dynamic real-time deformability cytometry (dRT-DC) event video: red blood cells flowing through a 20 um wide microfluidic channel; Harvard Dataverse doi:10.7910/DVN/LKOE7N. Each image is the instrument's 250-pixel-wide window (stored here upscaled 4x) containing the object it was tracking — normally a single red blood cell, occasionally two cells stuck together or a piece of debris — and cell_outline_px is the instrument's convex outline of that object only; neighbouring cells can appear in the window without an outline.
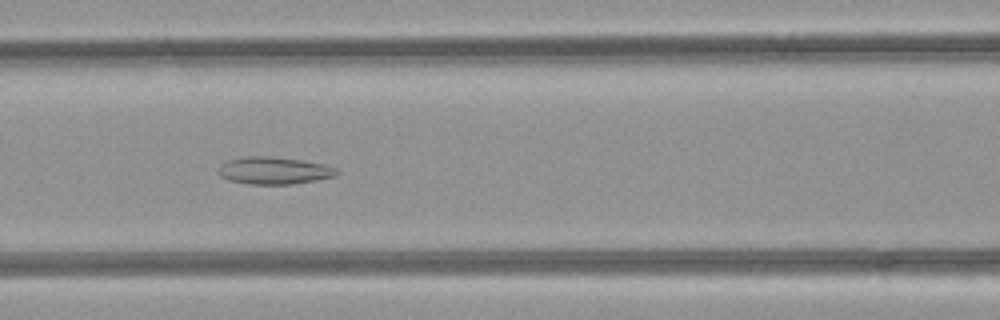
{"species": "common noctule bat (a hibernating species)", "species_latin": "Nyctalus noctula", "temperature_condition": "room temperature", "stored_images_in_passage": 42, "camera_frame_rate_fps": 3000, "um_per_image_px": 0.085, "animal": {"sex": "female", "body_mass_g": 21.9}, "frame": {"image": 1, "passage_image": 14, "time_ms": 4.333, "image_size_px": [1000, 320], "cell_outline_px": [[340, 172], [336, 176], [316, 180], [292, 184], [248, 184], [228, 180], [220, 176], [216, 172], [216, 168], [220, 164], [228, 160], [248, 156], [268, 156], [300, 160], [324, 164], [336, 168]], "centroid_in_image_um": [23.25, 14.5], "position_along_channel_um": 143.3, "area_um2": 18.96}}
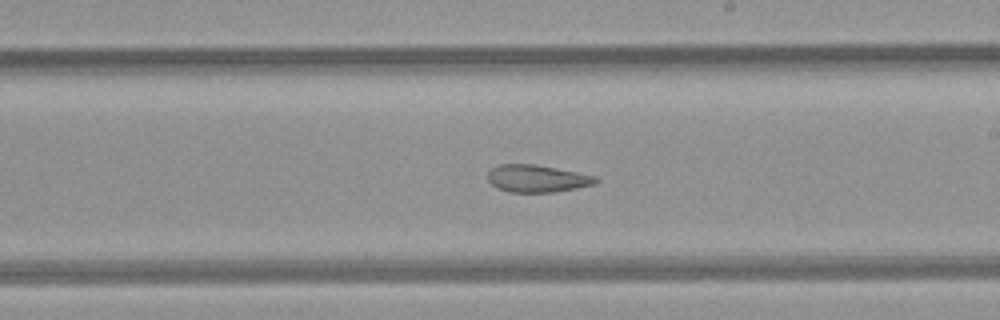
{"frame": {"image": 2, "passage_image": 21, "time_ms": 6.667, "image_size_px": [1000, 320], "cell_outline_px": [[600, 180], [596, 184], [576, 188], [552, 192], [512, 192], [496, 188], [488, 180], [488, 172], [492, 168], [500, 164], [532, 164], [576, 172], [596, 176]], "centroid_in_image_um": [45.65, 15.18], "position_along_channel_um": 243.3, "area_um2": 17.05}}
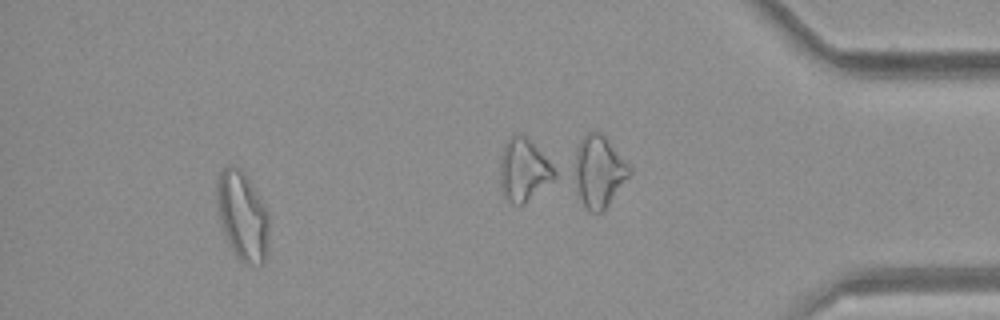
{"frame": {"image": 3, "passage_image": 38, "time_ms": 12.333, "image_size_px": [1000, 320], "cell_outline_px": [[268, 248], [264, 264], [244, 264], [236, 256], [220, 224], [216, 204], [216, 184], [220, 172], [224, 168], [232, 164], [240, 168], [244, 172], [264, 204], [268, 212]], "centroid_in_image_um": [20.6, 18.34], "position_along_channel_um": 414.6, "area_um2": 27.17}, "authors_computed_cell_mechanics": {"area_um2": 21.5016, "velocity_mm_per_s": 4.2986, "shape_relaxation_time_tau1_ms": null, "shape_relaxation_time_tau2_ms": 3.2179, "deformation_change_tau1": null, "deformation_change_tau2": 0.117}}